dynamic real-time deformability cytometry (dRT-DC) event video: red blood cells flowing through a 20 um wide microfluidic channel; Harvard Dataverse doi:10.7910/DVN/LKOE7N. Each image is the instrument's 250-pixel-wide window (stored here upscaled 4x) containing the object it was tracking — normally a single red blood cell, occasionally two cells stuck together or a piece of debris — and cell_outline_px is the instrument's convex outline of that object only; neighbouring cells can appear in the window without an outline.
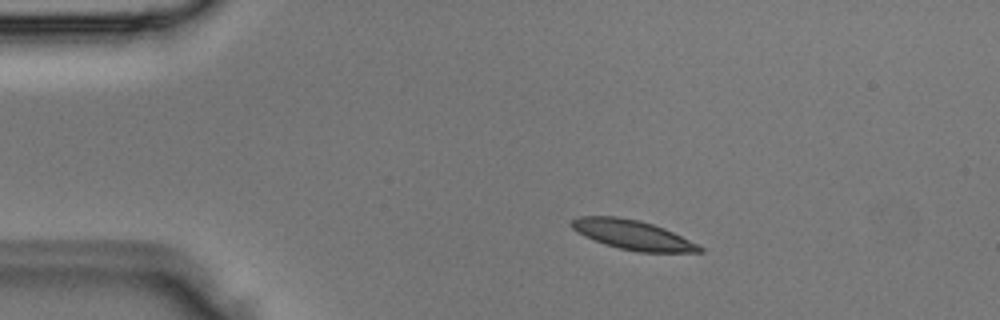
{"species": "Egyptian fruit bat (a non-hibernating species)", "species_latin": "Rousettus aegyptiacus", "temperature_condition": "room temperature", "stored_images_in_passage": 2, "camera_frame_rate_fps": 3000, "um_per_image_px": 0.085, "animal": {"sex": "male"}, "frame": {"image": 1, "passage_image": 1, "time_ms": 0.0, "image_size_px": [1000, 320], "cell_outline_px": [[704, 252], [640, 252], [620, 248], [604, 244], [584, 236], [572, 228], [568, 224], [572, 220], [580, 216], [616, 216], [640, 220], [664, 228], [704, 248]], "centroid_in_image_um": [53.73, 19.95], "position_along_channel_um": 31.3, "area_um2": 21.79}}